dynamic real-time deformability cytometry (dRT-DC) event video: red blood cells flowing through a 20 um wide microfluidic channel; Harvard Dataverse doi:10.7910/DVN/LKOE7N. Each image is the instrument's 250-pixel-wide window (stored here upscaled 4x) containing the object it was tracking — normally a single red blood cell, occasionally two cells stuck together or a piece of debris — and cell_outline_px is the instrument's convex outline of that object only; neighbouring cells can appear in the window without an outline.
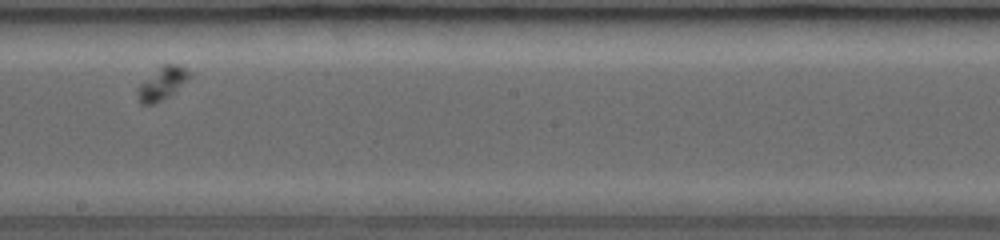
{"species": "common noctule bat (a hibernating species)", "species_latin": "Nyctalus noctula", "temperature_condition": "room temperature", "stored_images_in_passage": 28, "camera_frame_rate_fps": 3000, "um_per_image_px": 0.085, "animal": {"sex": "female", "body_mass_g": 19.0, "forearm_length_mm": 53.3}, "frame": {"image": 1, "passage_image": 15, "time_ms": 4.667, "image_size_px": [1000, 240], "cell_outline_px": [[192, 76], [168, 96], [156, 104], [140, 104], [136, 92], [136, 88], [160, 64], [176, 64], [192, 72]], "centroid_in_image_um": [13.76, 7.08], "position_along_channel_um": 234.4, "area_um2": 10.0}}
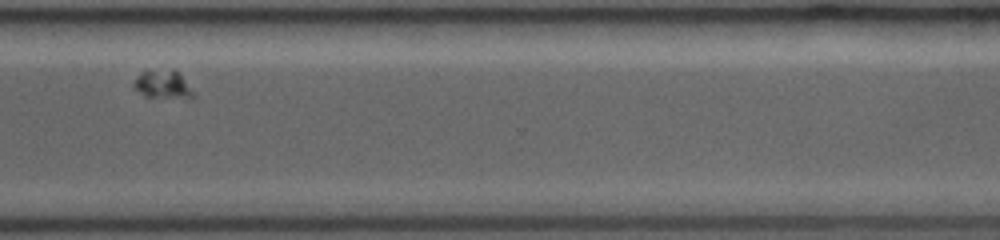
{"frame": {"image": 2, "passage_image": 24, "time_ms": 7.667, "image_size_px": [1000, 240], "cell_outline_px": [[192, 100], [144, 96], [132, 84], [136, 76], [140, 72], [172, 68], [180, 72], [192, 92]], "centroid_in_image_um": [13.85, 7.18], "position_along_channel_um": 356.7, "area_um2": 10.0}}
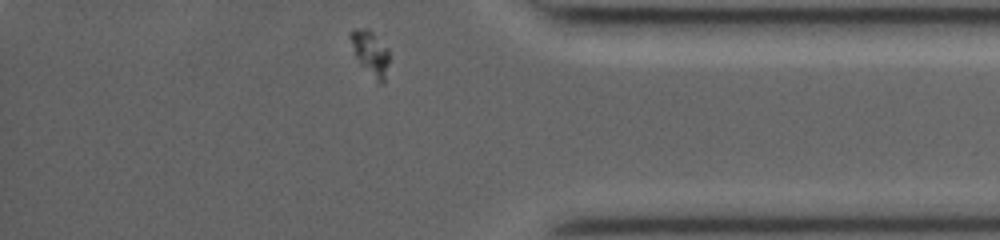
{"frame": {"image": 3, "passage_image": 28, "time_ms": 9.0, "image_size_px": [1000, 240], "cell_outline_px": [[388, 64], [384, 84], [380, 84], [360, 64], [356, 56], [348, 36], [348, 32], [356, 28], [368, 28], [388, 48]], "centroid_in_image_um": [31.47, 4.48], "position_along_channel_um": 403.7, "area_um2": 10.0}}